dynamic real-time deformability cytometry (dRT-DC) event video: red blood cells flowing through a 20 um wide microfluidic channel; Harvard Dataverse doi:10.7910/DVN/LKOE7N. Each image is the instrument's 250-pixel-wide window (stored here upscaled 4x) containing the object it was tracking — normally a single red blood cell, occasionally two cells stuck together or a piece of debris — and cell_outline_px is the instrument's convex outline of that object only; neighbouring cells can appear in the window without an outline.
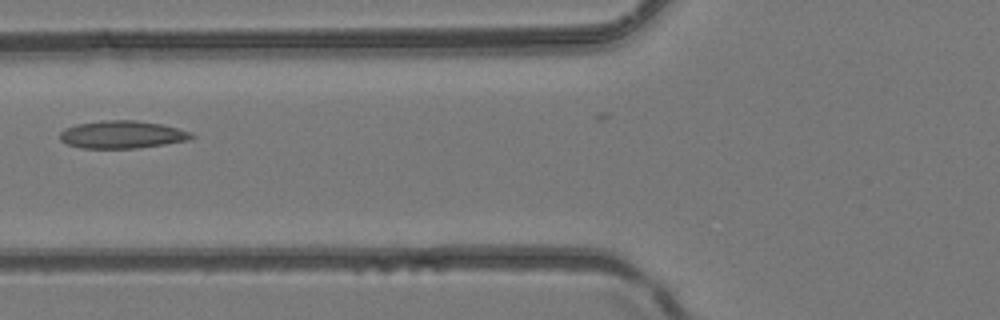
{"species": "common noctule bat (a hibernating species)", "species_latin": "Nyctalus noctula", "temperature_condition": "room temperature", "stored_images_in_passage": 4, "camera_frame_rate_fps": 3000, "um_per_image_px": 0.085, "animal": {"sex": "female", "body_mass_g": 24.6, "forearm_length_mm": 56.2}, "frame": {"image": 1, "passage_image": 4, "time_ms": 1.0, "image_size_px": [1000, 320], "cell_outline_px": [[196, 136], [188, 140], [164, 144], [136, 148], [80, 148], [68, 144], [60, 140], [60, 132], [64, 128], [76, 124], [104, 120], [136, 120], [160, 124], [192, 132]], "centroid_in_image_um": [10.36, 11.43], "position_along_channel_um": 115.4, "area_um2": 21.15}}